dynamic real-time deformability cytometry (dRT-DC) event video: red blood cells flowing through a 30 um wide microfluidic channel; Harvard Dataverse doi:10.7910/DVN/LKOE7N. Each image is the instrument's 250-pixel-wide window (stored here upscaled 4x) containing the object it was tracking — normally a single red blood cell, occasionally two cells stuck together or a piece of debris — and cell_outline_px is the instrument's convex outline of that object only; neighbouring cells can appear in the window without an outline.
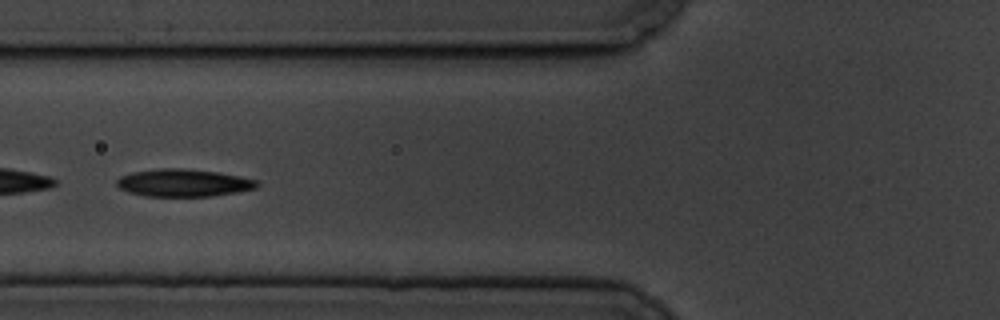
{"species": "common noctule bat (a hibernating species)", "species_latin": "Nyctalus noctula", "temperature_condition": "cold", "stored_images_in_passage": 9, "camera_frame_rate_fps": 3000, "um_per_image_px": 0.085, "animal": {"sex": "male", "body_mass_g": 19.5, "forearm_length_mm": 54.6}, "frame": {"image": 1, "passage_image": 6, "time_ms": 6.0, "image_size_px": [1000, 320], "cell_outline_px": [[260, 184], [256, 188], [236, 192], [212, 196], [144, 196], [128, 192], [120, 188], [116, 184], [116, 180], [120, 176], [132, 172], [160, 168], [184, 168], [216, 172], [240, 176], [260, 180]], "centroid_in_image_um": [15.6, 15.54], "position_along_channel_um": 110.2, "area_um2": 22.6}}
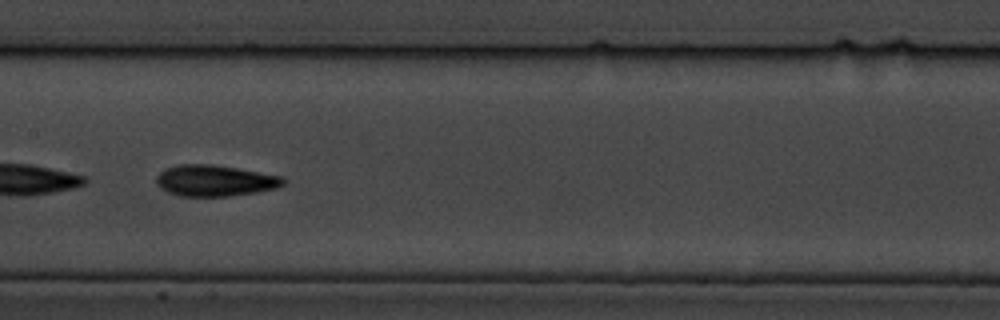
{"frame": {"image": 2, "passage_image": 8, "time_ms": 8.333, "image_size_px": [1000, 320], "cell_outline_px": [[284, 184], [280, 188], [256, 192], [228, 196], [180, 196], [168, 192], [160, 188], [156, 184], [156, 176], [164, 168], [180, 164], [208, 164], [236, 168], [284, 176]], "centroid_in_image_um": [18.26, 15.35], "position_along_channel_um": 189.1, "area_um2": 23.18}}
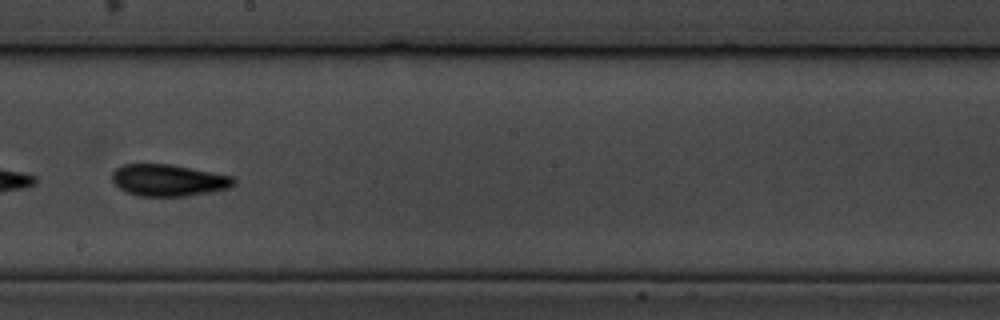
{"frame": {"image": 3, "passage_image": 9, "time_ms": 9.667, "image_size_px": [1000, 320], "cell_outline_px": [[236, 184], [228, 188], [212, 192], [188, 196], [140, 196], [128, 192], [120, 188], [112, 180], [112, 172], [116, 168], [124, 164], [172, 164], [232, 176], [236, 180]], "centroid_in_image_um": [14.35, 15.32], "position_along_channel_um": 233.9, "area_um2": 22.54}}